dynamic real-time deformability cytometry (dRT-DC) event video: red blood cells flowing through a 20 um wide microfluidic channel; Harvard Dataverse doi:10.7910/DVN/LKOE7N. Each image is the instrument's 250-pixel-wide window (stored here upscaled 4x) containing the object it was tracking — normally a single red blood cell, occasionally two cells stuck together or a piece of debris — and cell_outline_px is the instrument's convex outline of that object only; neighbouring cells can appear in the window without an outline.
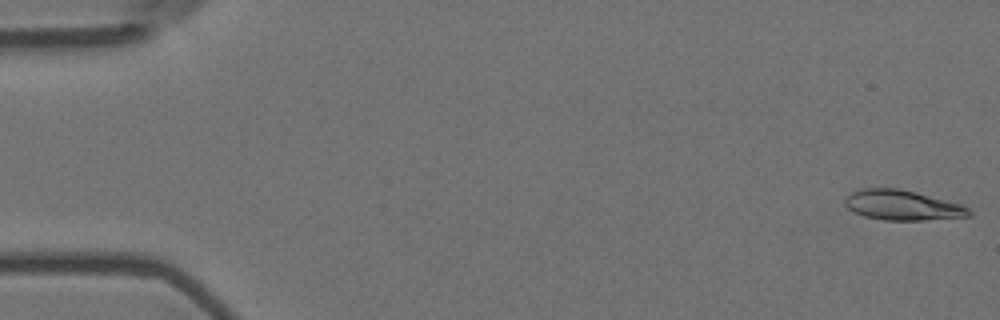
{"species": "Egyptian fruit bat (a non-hibernating species)", "species_latin": "Rousettus aegyptiacus", "temperature_condition": "room temperature", "stored_images_in_passage": 15, "camera_frame_rate_fps": 3000, "um_per_image_px": 0.085, "animal": {"sex": "female"}, "frame": {"image": 1, "passage_image": 1, "time_ms": 0.0, "image_size_px": [1000, 320], "cell_outline_px": [[972, 216], [924, 220], [884, 220], [864, 216], [852, 212], [844, 204], [844, 196], [848, 192], [860, 188], [896, 188], [916, 192], [960, 204], [968, 208], [972, 212]], "centroid_in_image_um": [76.63, 17.44], "position_along_channel_um": 8.4, "area_um2": 21.91}}
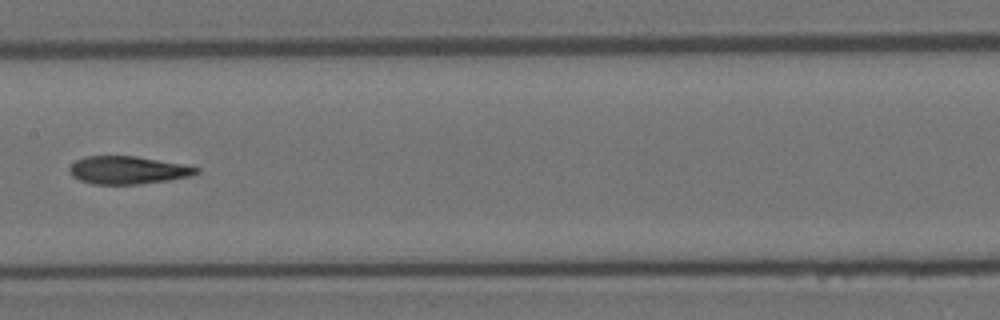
{"frame": {"image": 2, "passage_image": 8, "time_ms": 2.333, "image_size_px": [1000, 320], "cell_outline_px": [[200, 172], [192, 176], [168, 180], [140, 184], [92, 184], [80, 180], [72, 176], [68, 172], [68, 168], [76, 160], [88, 156], [136, 156], [180, 164], [200, 168]], "centroid_in_image_um": [10.85, 14.47], "position_along_channel_um": 196.6, "area_um2": 20.52}}
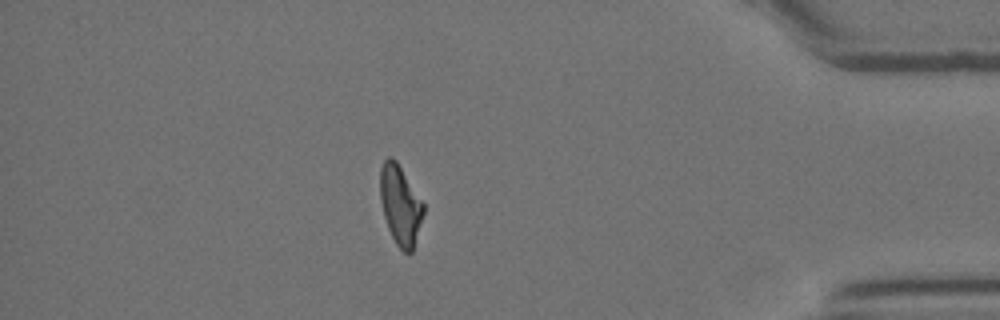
{"frame": {"image": 3, "passage_image": 14, "time_ms": 4.333, "image_size_px": [1000, 320], "cell_outline_px": [[424, 212], [412, 252], [404, 252], [396, 244], [388, 228], [384, 216], [380, 200], [380, 168], [384, 160], [388, 156], [392, 156], [396, 160], [424, 204]], "centroid_in_image_um": [34.01, 17.4], "position_along_channel_um": 401.2, "area_um2": 19.88}}